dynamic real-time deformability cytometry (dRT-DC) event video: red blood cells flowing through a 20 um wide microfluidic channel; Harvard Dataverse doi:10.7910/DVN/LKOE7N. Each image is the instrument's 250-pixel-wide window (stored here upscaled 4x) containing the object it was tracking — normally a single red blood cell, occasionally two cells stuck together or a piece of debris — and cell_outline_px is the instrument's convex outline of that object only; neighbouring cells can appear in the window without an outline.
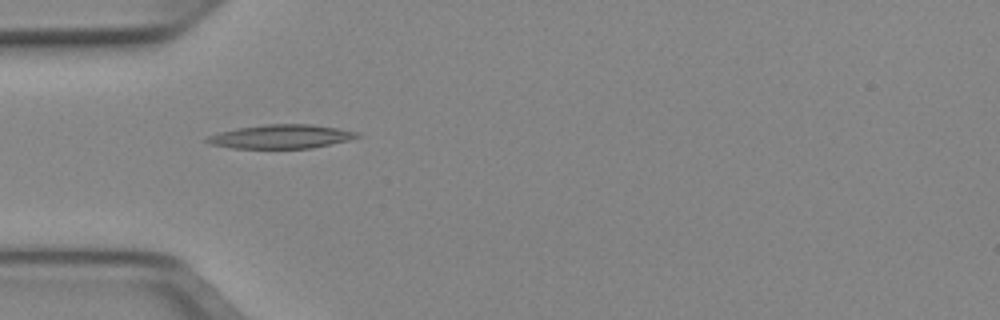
{"species": "Egyptian fruit bat (a non-hibernating species)", "species_latin": "Rousettus aegyptiacus", "temperature_condition": "cold", "stored_images_in_passage": 41, "camera_frame_rate_fps": 3000, "um_per_image_px": 0.085, "animal": {"sex": "female"}, "frame": {"image": 1, "passage_image": 6, "time_ms": 1.667, "image_size_px": [1000, 320], "cell_outline_px": [[360, 136], [348, 140], [312, 148], [232, 148], [212, 144], [204, 140], [208, 136], [220, 132], [236, 128], [264, 124], [312, 124], [360, 132]], "centroid_in_image_um": [23.9, 11.6], "position_along_channel_um": 61.1, "area_um2": 20.75}}
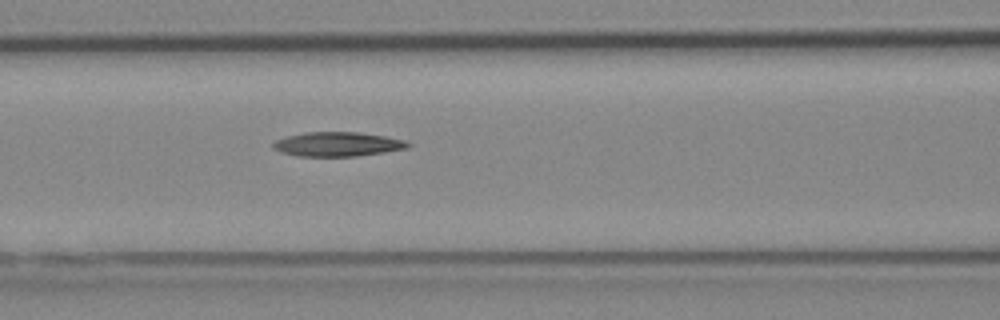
{"frame": {"image": 2, "passage_image": 12, "time_ms": 3.667, "image_size_px": [1000, 320], "cell_outline_px": [[412, 144], [408, 148], [384, 152], [356, 156], [296, 156], [280, 152], [272, 148], [272, 144], [276, 140], [284, 136], [304, 132], [360, 132], [384, 136], [404, 140]], "centroid_in_image_um": [28.65, 12.25], "position_along_channel_um": 137.9, "area_um2": 19.25}}
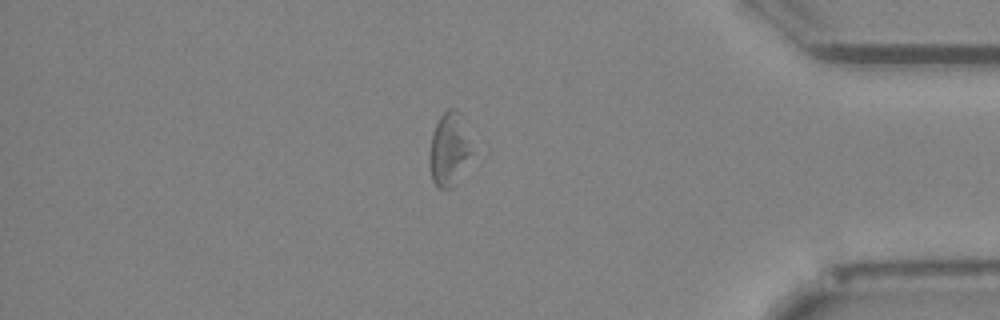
{"frame": {"image": 3, "passage_image": 34, "time_ms": 11.0, "image_size_px": [1000, 320], "cell_outline_px": [[472, 152], [448, 188], [440, 188], [432, 180], [428, 164], [428, 156], [432, 132], [440, 116], [448, 108], [456, 108], [460, 112]], "centroid_in_image_um": [38.09, 12.6], "position_along_channel_um": 397.1, "area_um2": 17.28}, "authors_computed_cell_mechanics": {"area_um2": 19.2474, "velocity_mm_per_s": 3.9468, "shape_relaxation_time_tau1_ms": 7.567, "shape_relaxation_time_tau2_ms": null, "deformation_change_tau1": 0.1681, "deformation_change_tau2": null}}